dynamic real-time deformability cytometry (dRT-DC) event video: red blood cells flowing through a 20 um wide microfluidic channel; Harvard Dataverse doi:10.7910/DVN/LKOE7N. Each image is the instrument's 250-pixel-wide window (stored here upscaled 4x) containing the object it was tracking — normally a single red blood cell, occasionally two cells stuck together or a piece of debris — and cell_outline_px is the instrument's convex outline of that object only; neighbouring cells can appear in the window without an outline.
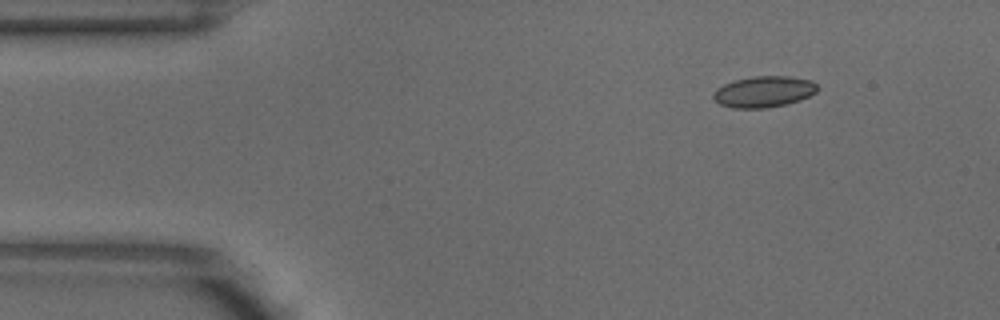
{"species": "common noctule bat (a hibernating species)", "species_latin": "Nyctalus noctula", "temperature_condition": "warm", "stored_images_in_passage": 4, "segment_of_instrument_passage": [1, 2], "camera_frame_rate_fps": 3000, "um_per_image_px": 0.085, "animal": {"sex": "male", "body_mass_g": 18.8}, "frame": {"image": 1, "passage_image": 1, "time_ms": 0.0, "image_size_px": [1000, 320], "cell_outline_px": [[816, 92], [800, 100], [784, 104], [764, 108], [732, 108], [720, 104], [712, 96], [716, 88], [724, 84], [736, 80], [752, 76], [788, 76], [812, 80], [816, 84]], "centroid_in_image_um": [64.91, 7.79], "position_along_channel_um": 20.1, "area_um2": 18.73}}